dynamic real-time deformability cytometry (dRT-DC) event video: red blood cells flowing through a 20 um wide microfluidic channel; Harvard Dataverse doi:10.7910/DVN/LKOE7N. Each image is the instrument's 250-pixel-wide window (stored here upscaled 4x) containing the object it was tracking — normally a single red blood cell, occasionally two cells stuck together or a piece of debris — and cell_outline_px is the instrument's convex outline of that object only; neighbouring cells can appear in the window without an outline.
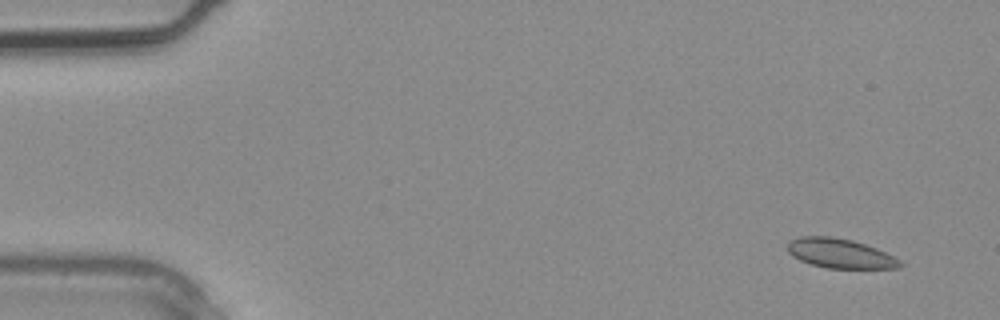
{"species": "common noctule bat (a hibernating species)", "species_latin": "Nyctalus noctula", "temperature_condition": "warm", "stored_images_in_passage": 4, "segment_of_instrument_passage": [2, 2], "camera_frame_rate_fps": 3000, "um_per_image_px": 0.085, "animal": {"sex": "male", "body_mass_g": 20.4}, "frame": {"image": 1, "passage_image": 4, "time_ms": 1.0, "image_size_px": [1000, 320], "cell_outline_px": [[904, 264], [900, 268], [828, 268], [812, 264], [800, 260], [792, 256], [788, 252], [788, 240], [800, 236], [832, 236], [852, 240], [876, 248], [900, 260]], "centroid_in_image_um": [71.38, 21.53], "position_along_channel_um": 13.6, "area_um2": 19.31}}